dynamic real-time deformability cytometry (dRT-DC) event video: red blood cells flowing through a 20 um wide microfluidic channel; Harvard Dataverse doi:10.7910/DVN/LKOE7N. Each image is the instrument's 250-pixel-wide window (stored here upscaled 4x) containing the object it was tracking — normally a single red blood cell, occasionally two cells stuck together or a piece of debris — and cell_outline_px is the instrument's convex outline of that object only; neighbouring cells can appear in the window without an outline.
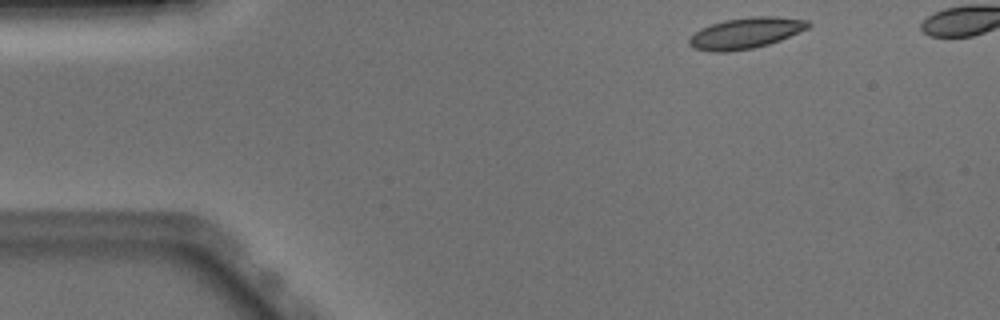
{"species": "Egyptian fruit bat (a non-hibernating species)", "species_latin": "Rousettus aegyptiacus", "temperature_condition": "warm", "stored_images_in_passage": 41, "camera_frame_rate_fps": 3000, "um_per_image_px": 0.085, "animal": {"sex": "male"}, "frame": {"image": 1, "passage_image": 1, "time_ms": 0.0, "image_size_px": [1000, 320], "cell_outline_px": [[812, 24], [808, 28], [780, 40], [768, 44], [752, 48], [728, 52], [712, 52], [692, 48], [688, 44], [688, 40], [700, 28], [724, 20], [752, 16], [776, 16], [808, 20]], "centroid_in_image_um": [63.38, 2.81], "position_along_channel_um": 21.6, "area_um2": 21.5}}
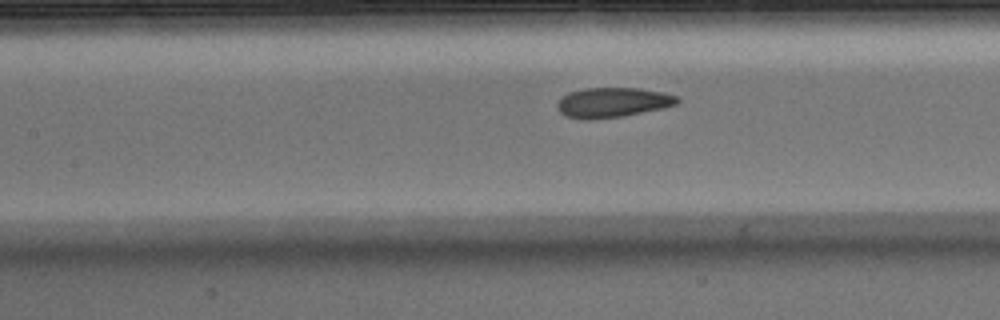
{"frame": {"image": 2, "passage_image": 17, "time_ms": 5.333, "image_size_px": [1000, 320], "cell_outline_px": [[680, 100], [676, 104], [664, 108], [624, 116], [592, 120], [584, 120], [564, 116], [556, 108], [556, 104], [568, 92], [584, 88], [640, 88], [664, 92], [676, 96]], "centroid_in_image_um": [52.06, 8.72], "position_along_channel_um": 155.3, "area_um2": 21.15}}
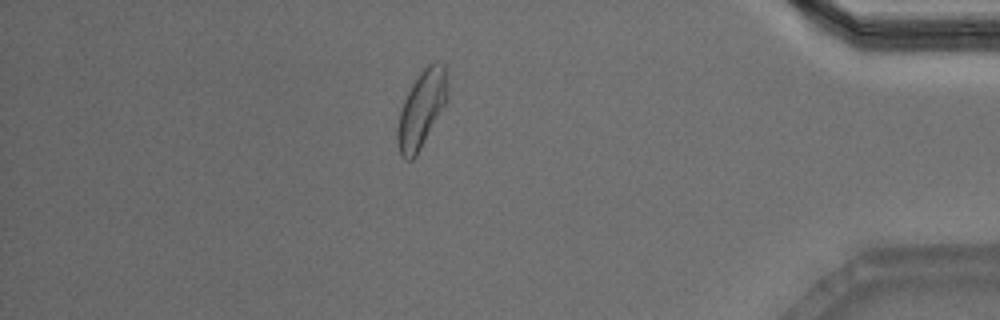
{"frame": {"image": 3, "passage_image": 39, "time_ms": 12.667, "image_size_px": [1000, 320], "cell_outline_px": [[448, 100], [416, 156], [412, 160], [404, 160], [400, 156], [396, 136], [396, 128], [400, 112], [404, 100], [412, 84], [420, 72], [428, 64], [436, 60], [440, 60], [444, 64], [448, 96]], "centroid_in_image_um": [35.82, 9.28], "position_along_channel_um": 399.4, "area_um2": 22.48}}